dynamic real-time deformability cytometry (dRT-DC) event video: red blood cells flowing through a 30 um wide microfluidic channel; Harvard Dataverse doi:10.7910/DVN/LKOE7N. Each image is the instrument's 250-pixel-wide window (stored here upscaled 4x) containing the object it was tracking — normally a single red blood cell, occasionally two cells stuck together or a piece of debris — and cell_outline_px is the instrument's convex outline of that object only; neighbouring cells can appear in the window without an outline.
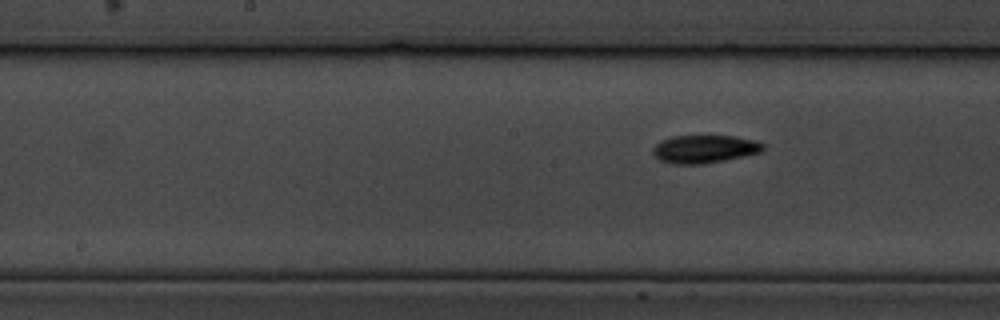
{"species": "common noctule bat (a hibernating species)", "species_latin": "Nyctalus noctula", "temperature_condition": "cold", "stored_images_in_passage": 9, "segment_of_instrument_passage": [2, 2], "camera_frame_rate_fps": 3000, "um_per_image_px": 0.085, "animal": {"sex": "male", "body_mass_g": 19.5, "forearm_length_mm": 54.6}, "frame": {"image": 1, "passage_image": 9, "time_ms": 10.0, "image_size_px": [1000, 320], "cell_outline_px": [[764, 152], [704, 164], [672, 164], [660, 160], [652, 152], [652, 148], [660, 140], [672, 136], [736, 136], [756, 140], [764, 144]], "centroid_in_image_um": [59.9, 12.66], "position_along_channel_um": 188.3, "area_um2": 18.15}}